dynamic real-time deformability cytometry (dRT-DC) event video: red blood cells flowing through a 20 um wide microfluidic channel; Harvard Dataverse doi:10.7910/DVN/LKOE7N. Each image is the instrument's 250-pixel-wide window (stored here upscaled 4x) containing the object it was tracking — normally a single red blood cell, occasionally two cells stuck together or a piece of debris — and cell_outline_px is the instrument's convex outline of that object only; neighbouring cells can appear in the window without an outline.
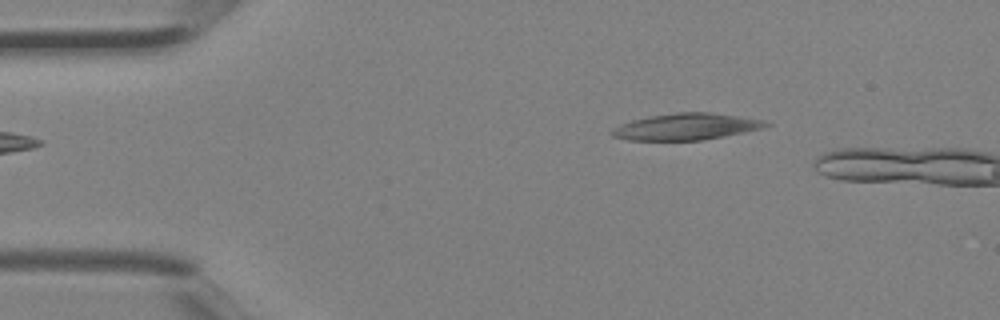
{"species": "Egyptian fruit bat (a non-hibernating species)", "species_latin": "Rousettus aegyptiacus", "temperature_condition": "room temperature", "stored_images_in_passage": 4, "camera_frame_rate_fps": 3000, "um_per_image_px": 0.085, "animal": {"sex": "female"}, "frame": {"image": 1, "passage_image": 4, "time_ms": 1.0, "image_size_px": [1000, 320], "cell_outline_px": [[772, 124], [764, 128], [704, 140], [628, 140], [612, 136], [612, 128], [620, 124], [632, 120], [648, 116], [676, 112], [708, 112], [768, 120]], "centroid_in_image_um": [58.36, 10.76], "position_along_channel_um": 26.6, "area_um2": 23.93}}